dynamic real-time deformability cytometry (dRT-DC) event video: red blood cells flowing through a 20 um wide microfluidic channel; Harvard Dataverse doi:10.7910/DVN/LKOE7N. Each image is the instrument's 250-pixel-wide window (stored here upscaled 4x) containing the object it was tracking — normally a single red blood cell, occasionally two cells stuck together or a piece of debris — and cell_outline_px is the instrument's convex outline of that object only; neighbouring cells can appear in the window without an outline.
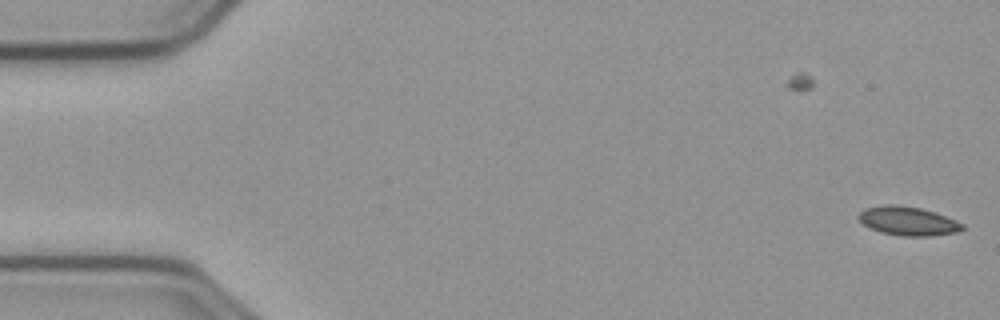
{"species": "common noctule bat (a hibernating species)", "species_latin": "Nyctalus noctula", "temperature_condition": "cold", "stored_images_in_passage": 6, "camera_frame_rate_fps": 3000, "um_per_image_px": 0.085, "animal": {"sex": "male", "body_mass_g": 23.1, "forearm_length_mm": 52.7}, "frame": {"image": 1, "passage_image": 6, "time_ms": 1.667, "image_size_px": [1000, 320], "cell_outline_px": [[964, 228], [960, 232], [932, 236], [904, 236], [880, 232], [868, 228], [856, 216], [864, 208], [888, 204], [892, 204], [920, 208], [936, 212], [956, 220], [964, 224]], "centroid_in_image_um": [77.19, 18.79], "position_along_channel_um": 7.8, "area_um2": 17.63}}